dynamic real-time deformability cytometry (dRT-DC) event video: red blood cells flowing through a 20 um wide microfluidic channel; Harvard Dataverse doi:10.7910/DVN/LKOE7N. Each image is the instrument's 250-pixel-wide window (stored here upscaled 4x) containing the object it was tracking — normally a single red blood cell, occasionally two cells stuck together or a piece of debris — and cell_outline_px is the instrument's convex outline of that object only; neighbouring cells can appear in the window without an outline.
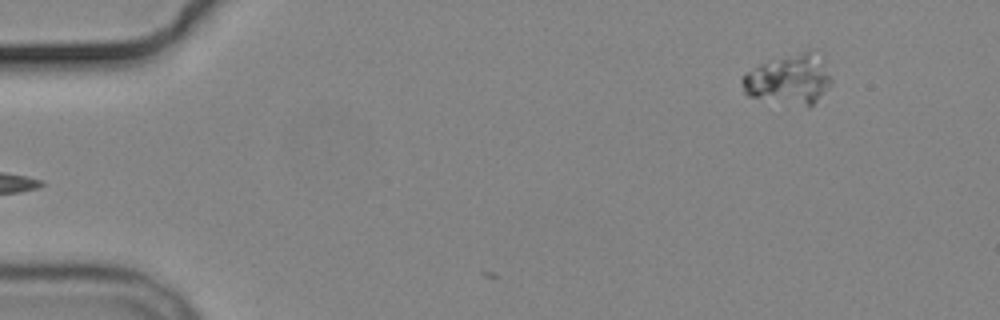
{"species": "common noctule bat (a hibernating species)", "species_latin": "Nyctalus noctula", "temperature_condition": "cold", "stored_images_in_passage": 2, "segment_of_instrument_passage": [2, 2], "camera_frame_rate_fps": 3000, "um_per_image_px": 0.085, "animal": {"sex": "male", "body_mass_g": 19.2, "forearm_length_mm": 51.8}, "frame": {"image": 1, "passage_image": 2, "time_ms": 3.333, "image_size_px": [1000, 320], "cell_outline_px": [[832, 84], [808, 108], [748, 96], [744, 92], [740, 80], [744, 72], [768, 60], [804, 52], [808, 52], [832, 76]], "centroid_in_image_um": [66.97, 6.82], "position_along_channel_um": 18.0, "area_um2": 25.26}}